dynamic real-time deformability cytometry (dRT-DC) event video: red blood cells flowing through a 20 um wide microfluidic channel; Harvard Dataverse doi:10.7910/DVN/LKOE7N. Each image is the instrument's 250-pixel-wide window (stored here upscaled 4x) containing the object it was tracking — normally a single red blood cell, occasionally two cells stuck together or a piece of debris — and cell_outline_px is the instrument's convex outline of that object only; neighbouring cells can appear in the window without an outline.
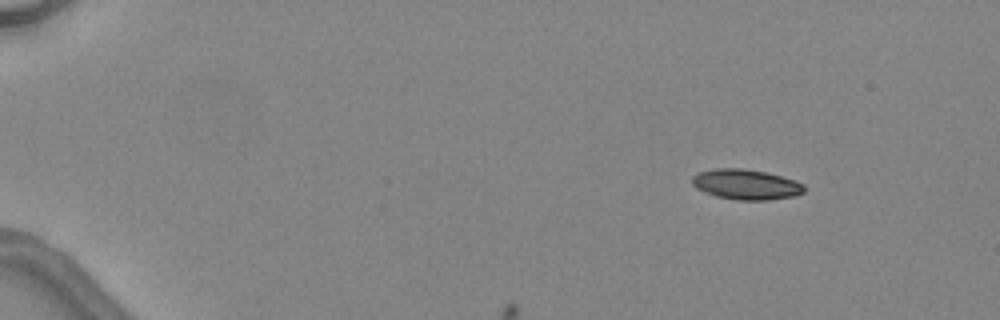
{"species": "common noctule bat (a hibernating species)", "species_latin": "Nyctalus noctula", "temperature_condition": "warm", "stored_images_in_passage": 7, "camera_frame_rate_fps": 3000, "um_per_image_px": 0.085, "animal": {"sex": "female", "body_mass_g": 24.6, "forearm_length_mm": 56.2}, "frame": {"image": 1, "passage_image": 1, "time_ms": 0.0, "image_size_px": [1000, 320], "cell_outline_px": [[804, 192], [792, 196], [768, 200], [736, 200], [716, 196], [704, 192], [696, 188], [692, 184], [692, 176], [700, 172], [716, 168], [744, 168], [764, 172], [796, 180], [804, 184]], "centroid_in_image_um": [63.4, 15.68], "position_along_channel_um": 21.6, "area_um2": 19.71}}